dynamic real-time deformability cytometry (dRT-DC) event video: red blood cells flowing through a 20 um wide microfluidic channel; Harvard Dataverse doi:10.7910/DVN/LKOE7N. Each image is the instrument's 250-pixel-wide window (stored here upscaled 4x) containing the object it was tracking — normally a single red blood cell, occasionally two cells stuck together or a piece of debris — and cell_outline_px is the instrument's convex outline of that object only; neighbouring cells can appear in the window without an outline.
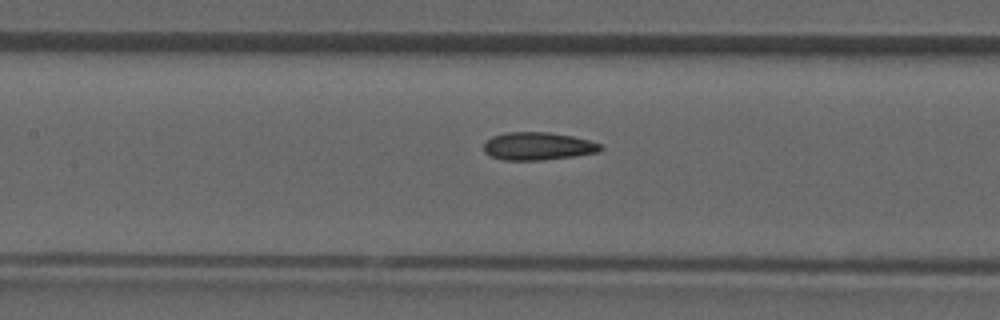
{"species": "common noctule bat (a hibernating species)", "species_latin": "Nyctalus noctula", "temperature_condition": "room temperature", "stored_images_in_passage": 7, "camera_frame_rate_fps": 3000, "um_per_image_px": 0.085, "animal": {"sex": "male", "forearm_length_mm": 52.5}, "frame": {"image": 1, "passage_image": 7, "time_ms": 2.0, "image_size_px": [1000, 320], "cell_outline_px": [[604, 148], [600, 152], [576, 156], [540, 160], [504, 160], [492, 156], [484, 152], [484, 144], [492, 136], [508, 132], [548, 132], [572, 136], [588, 140], [600, 144]], "centroid_in_image_um": [45.75, 12.43], "position_along_channel_um": 161.7, "area_um2": 18.9}}